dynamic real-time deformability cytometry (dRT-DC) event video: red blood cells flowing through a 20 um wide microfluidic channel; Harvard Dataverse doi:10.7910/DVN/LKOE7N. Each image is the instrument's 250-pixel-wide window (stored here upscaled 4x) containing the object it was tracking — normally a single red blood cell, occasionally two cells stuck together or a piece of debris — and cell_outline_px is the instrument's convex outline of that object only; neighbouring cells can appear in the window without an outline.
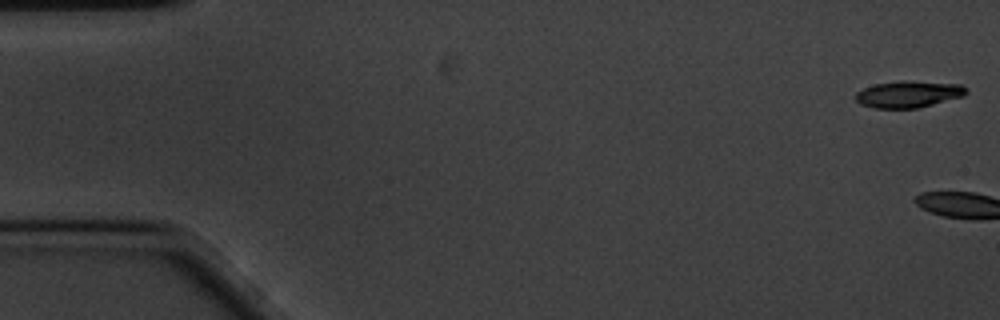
{"species": "common noctule bat (a hibernating species)", "species_latin": "Nyctalus noctula", "temperature_condition": "cold", "stored_images_in_passage": 3, "camera_frame_rate_fps": 3000, "um_per_image_px": 0.085, "animal": {"sex": "male", "body_mass_g": 20.1, "forearm_length_mm": 53.5}, "frame": {"image": 1, "passage_image": 1, "time_ms": 0.0, "image_size_px": [1000, 320], "cell_outline_px": [[968, 92], [964, 96], [916, 108], [876, 108], [860, 104], [856, 100], [856, 92], [864, 88], [876, 84], [904, 80], [960, 84]], "centroid_in_image_um": [77.21, 8.0], "position_along_channel_um": 7.8, "area_um2": 16.99}}